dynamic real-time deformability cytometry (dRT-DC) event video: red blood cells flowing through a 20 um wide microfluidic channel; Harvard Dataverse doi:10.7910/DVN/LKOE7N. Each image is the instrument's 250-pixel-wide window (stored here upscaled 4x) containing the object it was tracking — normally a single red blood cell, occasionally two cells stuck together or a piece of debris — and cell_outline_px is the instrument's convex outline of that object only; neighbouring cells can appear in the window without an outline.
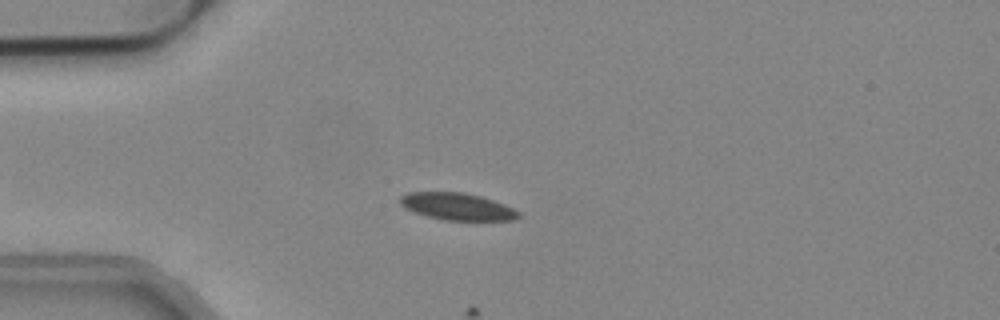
{"species": "common noctule bat (a hibernating species)", "species_latin": "Nyctalus noctula", "temperature_condition": "cold", "stored_images_in_passage": 46, "camera_frame_rate_fps": 3000, "um_per_image_px": 0.085, "animal": {"sex": "male", "body_mass_g": 19.2, "forearm_length_mm": 51.8}, "frame": {"image": 1, "passage_image": 12, "time_ms": 3.667, "image_size_px": [1000, 320], "cell_outline_px": [[520, 216], [512, 220], [444, 220], [428, 216], [404, 208], [400, 204], [400, 196], [408, 192], [464, 192], [480, 196], [504, 204], [520, 212]], "centroid_in_image_um": [38.85, 17.55], "position_along_channel_um": 46.1, "area_um2": 18.55}}
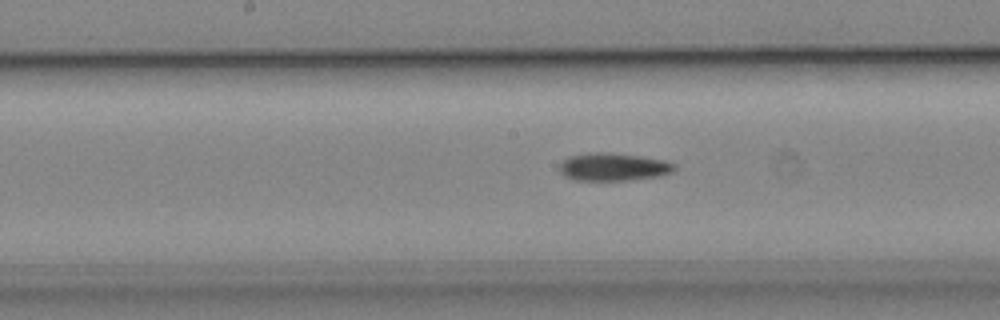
{"frame": {"image": 2, "passage_image": 28, "time_ms": 9.0, "image_size_px": [1000, 320], "cell_outline_px": [[676, 168], [672, 172], [656, 176], [628, 180], [572, 180], [564, 176], [560, 172], [560, 164], [568, 156], [592, 152], [604, 152], [640, 156], [664, 160], [676, 164]], "centroid_in_image_um": [52.11, 14.18], "position_along_channel_um": 196.1, "area_um2": 18.55}}
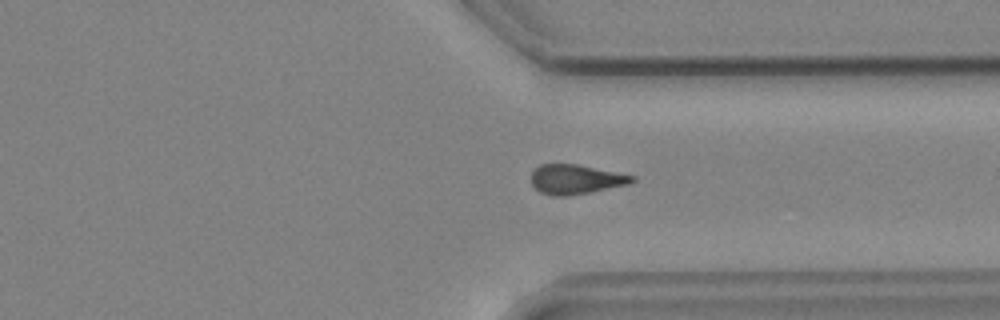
{"frame": {"image": 3, "passage_image": 41, "time_ms": 13.333, "image_size_px": [1000, 320], "cell_outline_px": [[636, 180], [628, 184], [568, 196], [552, 196], [540, 192], [532, 184], [532, 172], [540, 164], [576, 164], [636, 176]], "centroid_in_image_um": [48.93, 15.24], "position_along_channel_um": 362.5, "area_um2": 17.17}}